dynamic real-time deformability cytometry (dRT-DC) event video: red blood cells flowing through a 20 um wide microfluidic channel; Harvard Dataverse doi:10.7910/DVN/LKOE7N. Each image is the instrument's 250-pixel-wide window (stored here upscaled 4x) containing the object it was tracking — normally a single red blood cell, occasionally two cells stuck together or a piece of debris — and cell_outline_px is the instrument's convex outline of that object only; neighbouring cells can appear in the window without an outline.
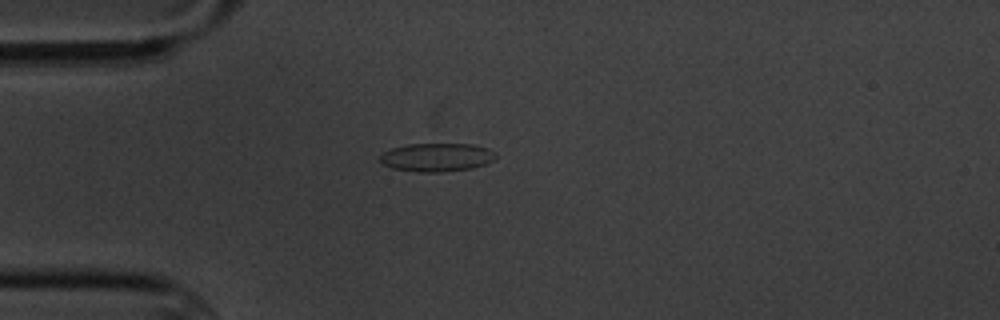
{"species": "common noctule bat (a hibernating species)", "species_latin": "Nyctalus noctula", "temperature_condition": "cold", "stored_images_in_passage": 7, "camera_frame_rate_fps": 3000, "um_per_image_px": 0.085, "animal": {"sex": "male", "body_mass_g": 20.1, "forearm_length_mm": 53.5}, "frame": {"image": 1, "passage_image": 1, "time_ms": 0.0, "image_size_px": [1000, 320], "cell_outline_px": [[496, 156], [492, 160], [484, 164], [472, 168], [440, 172], [416, 172], [392, 168], [384, 164], [380, 160], [380, 156], [384, 152], [392, 148], [408, 144], [472, 144], [488, 148], [496, 152]], "centroid_in_image_um": [37.13, 13.37], "position_along_channel_um": 47.9, "area_um2": 19.07}}
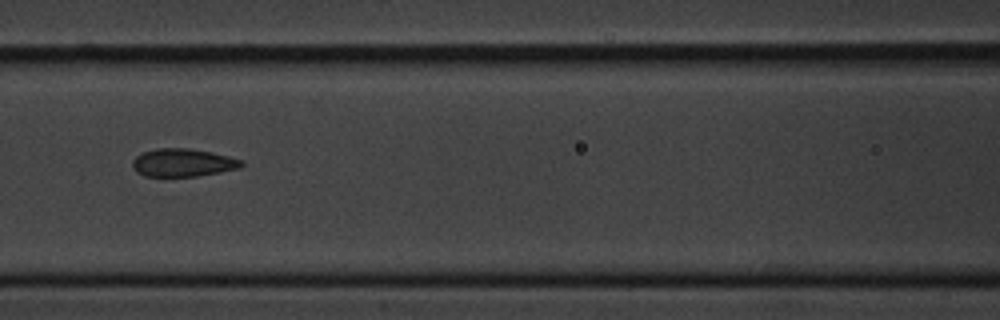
{"frame": {"image": 2, "passage_image": 4, "time_ms": 3.333, "image_size_px": [1000, 320], "cell_outline_px": [[244, 164], [240, 168], [220, 172], [196, 176], [144, 176], [136, 172], [132, 168], [132, 160], [136, 156], [144, 152], [156, 148], [188, 148], [212, 152], [244, 160]], "centroid_in_image_um": [15.55, 13.82], "position_along_channel_um": 151.1, "area_um2": 17.86}}
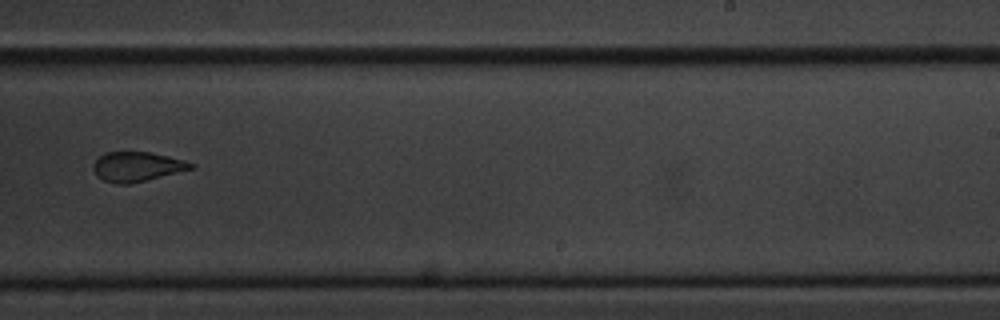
{"frame": {"image": 3, "passage_image": 7, "time_ms": 7.0, "image_size_px": [1000, 320], "cell_outline_px": [[196, 168], [128, 184], [116, 184], [104, 180], [96, 176], [92, 168], [92, 164], [104, 152], [148, 152], [168, 156], [184, 160], [196, 164]], "centroid_in_image_um": [11.64, 14.16], "position_along_channel_um": 277.4, "area_um2": 16.88}}